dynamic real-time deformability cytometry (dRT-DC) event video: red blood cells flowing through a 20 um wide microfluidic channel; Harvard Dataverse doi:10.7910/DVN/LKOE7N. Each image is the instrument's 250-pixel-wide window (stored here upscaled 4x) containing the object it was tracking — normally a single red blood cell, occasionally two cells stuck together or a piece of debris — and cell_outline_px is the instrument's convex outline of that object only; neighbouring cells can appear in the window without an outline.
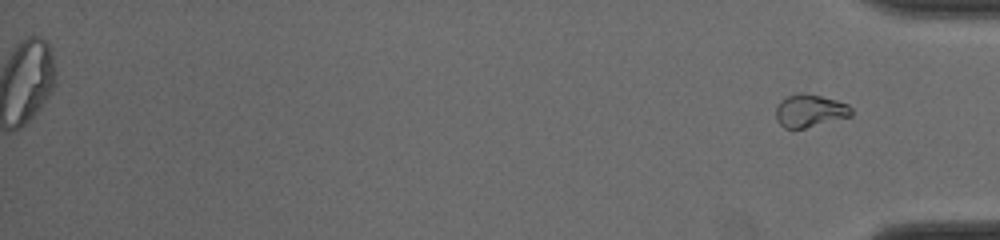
{"species": "common noctule bat (a hibernating species)", "species_latin": "Nyctalus noctula", "temperature_condition": "cold", "stored_images_in_passage": 50, "segment_of_instrument_passage": [2, 2], "camera_frame_rate_fps": 3000, "um_per_image_px": 0.085, "animal": {"sex": "male", "body_mass_g": 19.0, "forearm_length_mm": 50.8}, "frame": {"image": 1, "passage_image": 50, "time_ms": 16.333, "image_size_px": [1000, 240], "cell_outline_px": [[852, 116], [804, 128], [784, 128], [776, 120], [776, 108], [780, 100], [788, 96], [800, 92], [804, 92], [836, 100], [848, 104], [852, 108]], "centroid_in_image_um": [68.83, 9.4], "position_along_channel_um": 366.4, "area_um2": 14.39}}